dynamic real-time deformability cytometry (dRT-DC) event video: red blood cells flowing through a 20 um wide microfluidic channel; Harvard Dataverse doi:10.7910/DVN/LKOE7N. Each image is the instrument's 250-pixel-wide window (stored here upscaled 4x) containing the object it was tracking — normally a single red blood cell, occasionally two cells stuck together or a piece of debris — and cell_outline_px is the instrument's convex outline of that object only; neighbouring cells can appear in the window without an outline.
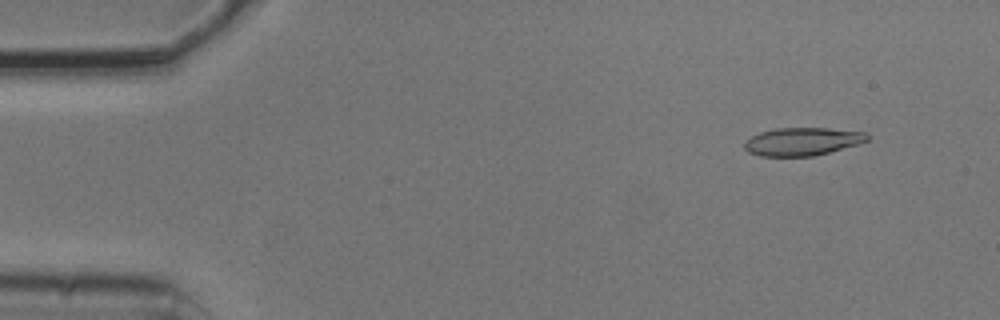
{"species": "common noctule bat (a hibernating species)", "species_latin": "Nyctalus noctula", "temperature_condition": "cold", "stored_images_in_passage": 6, "camera_frame_rate_fps": 3000, "um_per_image_px": 0.085, "animal": {"sex": "male", "body_mass_g": 20.5, "forearm_length_mm": 52.5}, "frame": {"image": 1, "passage_image": 2, "time_ms": 0.333, "image_size_px": [1000, 320], "cell_outline_px": [[868, 140], [860, 144], [812, 156], [760, 156], [748, 152], [744, 148], [744, 140], [760, 132], [776, 128], [828, 128], [864, 132], [868, 136]], "centroid_in_image_um": [68.17, 12.03], "position_along_channel_um": 16.8, "area_um2": 20.0}}
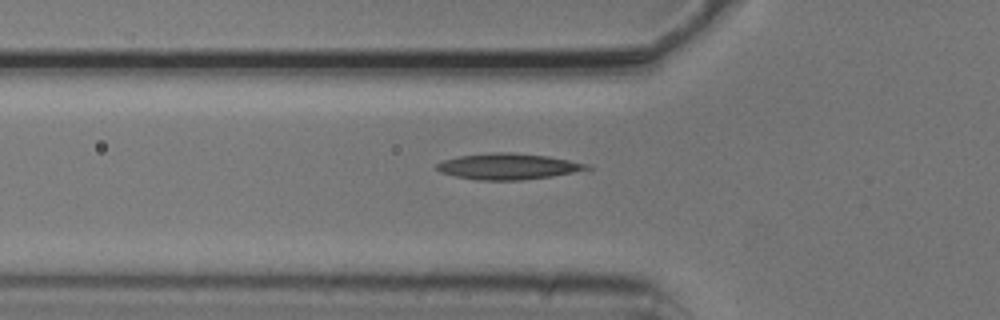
{"frame": {"image": 2, "passage_image": 5, "time_ms": 1.333, "image_size_px": [1000, 320], "cell_outline_px": [[596, 168], [552, 176], [520, 180], [476, 180], [456, 176], [440, 172], [436, 168], [436, 164], [444, 160], [460, 156], [492, 152], [512, 152], [548, 156], [588, 164]], "centroid_in_image_um": [43.21, 14.14], "position_along_channel_um": 82.6, "area_um2": 22.72}}